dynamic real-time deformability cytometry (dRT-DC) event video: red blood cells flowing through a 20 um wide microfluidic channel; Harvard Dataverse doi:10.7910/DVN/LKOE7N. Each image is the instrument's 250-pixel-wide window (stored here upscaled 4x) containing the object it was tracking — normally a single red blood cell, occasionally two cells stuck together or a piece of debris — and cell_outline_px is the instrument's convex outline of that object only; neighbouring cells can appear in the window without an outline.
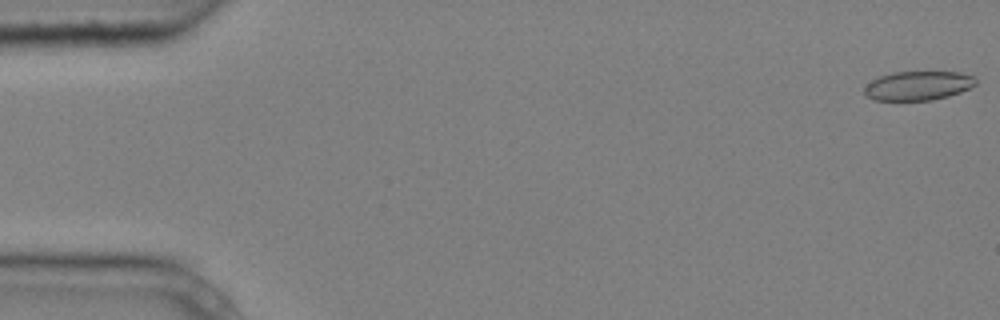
{"species": "common noctule bat (a hibernating species)", "species_latin": "Nyctalus noctula", "temperature_condition": "cold", "stored_images_in_passage": 5, "camera_frame_rate_fps": 3000, "um_per_image_px": 0.085, "animal": {"sex": "male", "body_mass_g": 20.4}, "frame": {"image": 1, "passage_image": 1, "time_ms": 0.0, "image_size_px": [1000, 320], "cell_outline_px": [[976, 84], [960, 92], [948, 96], [932, 100], [872, 100], [864, 96], [864, 88], [872, 80], [880, 76], [892, 72], [960, 72], [972, 76], [976, 80]], "centroid_in_image_um": [78.0, 7.29], "position_along_channel_um": 7.0, "area_um2": 18.84}}
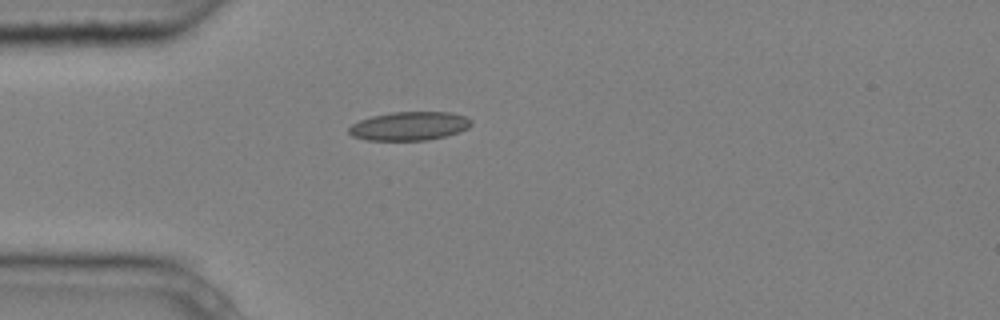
{"frame": {"image": 2, "passage_image": 5, "time_ms": 1.333, "image_size_px": [1000, 320], "cell_outline_px": [[472, 124], [468, 128], [460, 132], [428, 140], [368, 140], [352, 136], [348, 132], [348, 128], [352, 124], [360, 120], [372, 116], [392, 112], [452, 112], [468, 116], [472, 120]], "centroid_in_image_um": [34.83, 10.71], "position_along_channel_um": 50.2, "area_um2": 20.58}}